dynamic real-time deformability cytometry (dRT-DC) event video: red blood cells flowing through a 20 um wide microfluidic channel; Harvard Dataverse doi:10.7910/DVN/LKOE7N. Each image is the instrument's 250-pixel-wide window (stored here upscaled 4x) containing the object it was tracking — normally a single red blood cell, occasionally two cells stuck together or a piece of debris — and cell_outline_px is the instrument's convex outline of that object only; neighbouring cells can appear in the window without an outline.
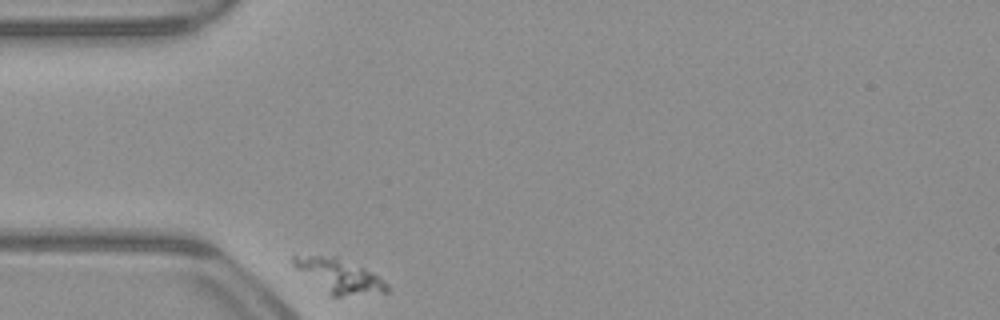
{"species": "common noctule bat (a hibernating species)", "species_latin": "Nyctalus noctula", "temperature_condition": "warm", "stored_images_in_passage": 36, "camera_frame_rate_fps": 3000, "um_per_image_px": 0.085, "animal": {"sex": "male", "body_mass_g": 23.1, "forearm_length_mm": 52.7}, "frame": {"image": 1, "passage_image": 1, "time_ms": 0.0, "image_size_px": [1000, 320], "cell_outline_px": [[388, 292], [340, 296], [332, 296], [296, 268], [292, 264], [292, 256], [336, 256], [372, 272], [388, 284]], "centroid_in_image_um": [28.85, 23.44], "position_along_channel_um": 56.2, "area_um2": 17.92}}
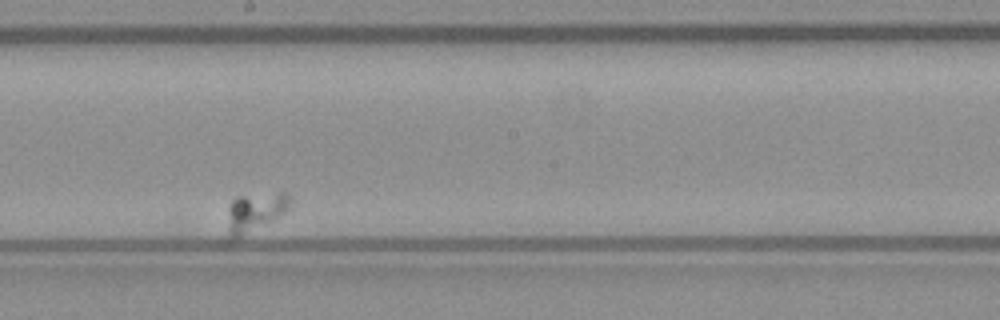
{"frame": {"image": 2, "passage_image": 21, "time_ms": 6.667, "image_size_px": [1000, 320], "cell_outline_px": [[292, 200], [288, 208], [284, 212], [272, 220], [236, 240], [224, 244], [232, 200], [236, 196], [280, 192], [288, 192], [292, 196]], "centroid_in_image_um": [21.64, 18.07], "position_along_channel_um": 226.6, "area_um2": 14.57}}
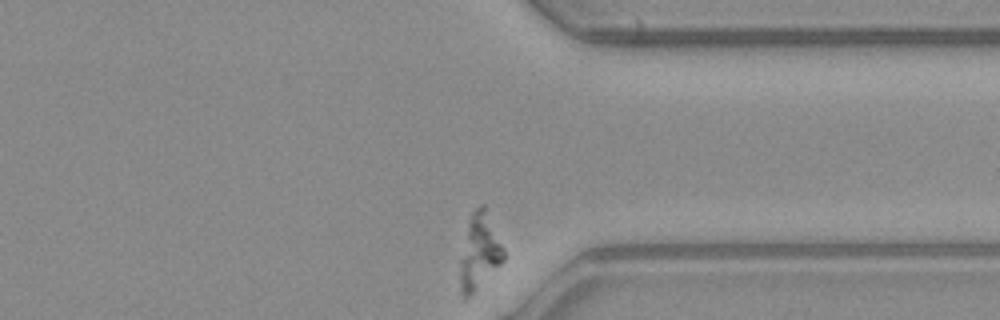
{"frame": {"image": 3, "passage_image": 36, "time_ms": 11.667, "image_size_px": [1000, 320], "cell_outline_px": [[504, 260], [468, 296], [460, 296], [460, 260], [472, 212], [480, 204], [484, 204], [504, 248]], "centroid_in_image_um": [40.76, 21.37], "position_along_channel_um": 370.6, "area_um2": 18.38}}